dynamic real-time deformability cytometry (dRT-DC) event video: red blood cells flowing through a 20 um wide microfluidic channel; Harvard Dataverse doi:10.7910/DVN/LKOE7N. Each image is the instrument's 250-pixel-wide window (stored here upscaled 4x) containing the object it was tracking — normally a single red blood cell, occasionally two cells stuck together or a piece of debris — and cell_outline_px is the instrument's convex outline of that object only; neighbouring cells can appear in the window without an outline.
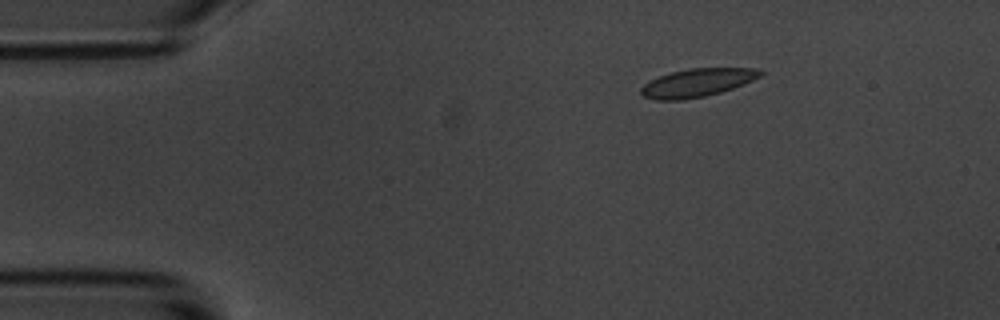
{"species": "common noctule bat (a hibernating species)", "species_latin": "Nyctalus noctula", "temperature_condition": "room temperature", "stored_images_in_passage": 4, "camera_frame_rate_fps": 3000, "um_per_image_px": 0.085, "animal": {"sex": "male", "body_mass_g": 20.1, "forearm_length_mm": 53.5}, "frame": {"image": 1, "passage_image": 2, "time_ms": 2.333, "image_size_px": [1000, 320], "cell_outline_px": [[764, 72], [760, 76], [744, 84], [720, 92], [704, 96], [684, 100], [656, 100], [644, 96], [640, 92], [640, 88], [644, 84], [660, 76], [672, 72], [688, 68], [756, 68]], "centroid_in_image_um": [59.26, 7.03], "position_along_channel_um": 25.7, "area_um2": 19.42}}